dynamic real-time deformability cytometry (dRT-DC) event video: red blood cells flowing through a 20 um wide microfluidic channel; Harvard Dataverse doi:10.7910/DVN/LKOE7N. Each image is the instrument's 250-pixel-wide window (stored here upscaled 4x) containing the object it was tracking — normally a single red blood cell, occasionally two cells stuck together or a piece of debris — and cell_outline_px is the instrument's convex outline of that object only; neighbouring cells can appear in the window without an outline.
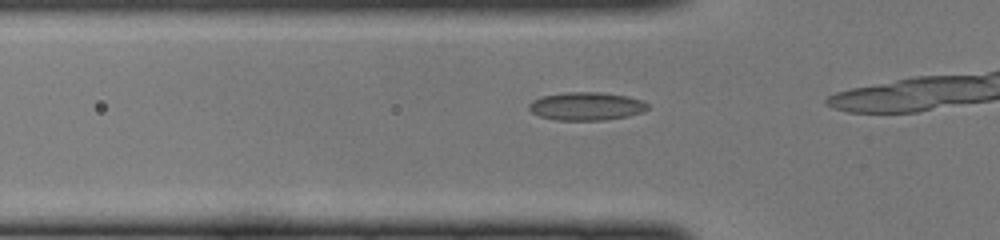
{"species": "common noctule bat (a hibernating species)", "species_latin": "Nyctalus noctula", "temperature_condition": "cold", "stored_images_in_passage": 15, "camera_frame_rate_fps": 3000, "um_per_image_px": 0.085, "animal": {"sex": "female", "body_mass_g": 22.0, "forearm_length_mm": 56.7}, "frame": {"image": 1, "passage_image": 11, "time_ms": 3.333, "image_size_px": [1000, 240], "cell_outline_px": [[648, 108], [644, 112], [628, 116], [604, 120], [556, 120], [540, 116], [532, 112], [528, 108], [528, 104], [532, 100], [540, 96], [564, 92], [600, 92], [628, 96], [640, 100], [648, 104]], "centroid_in_image_um": [49.82, 9.02], "position_along_channel_um": 76.0, "area_um2": 19.59}}